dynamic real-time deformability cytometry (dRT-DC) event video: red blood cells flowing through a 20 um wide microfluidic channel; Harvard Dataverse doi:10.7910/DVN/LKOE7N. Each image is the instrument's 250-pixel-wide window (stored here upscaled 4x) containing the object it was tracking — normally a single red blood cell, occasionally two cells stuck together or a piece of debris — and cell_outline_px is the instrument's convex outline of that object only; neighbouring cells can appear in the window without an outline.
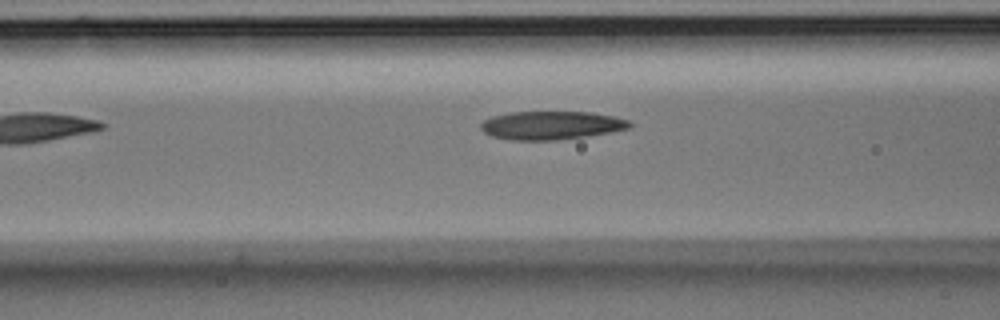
{"species": "Egyptian fruit bat (a non-hibernating species)", "species_latin": "Rousettus aegyptiacus", "temperature_condition": "room temperature", "stored_images_in_passage": 7, "camera_frame_rate_fps": 3000, "um_per_image_px": 0.085, "animal": {"sex": "male"}, "frame": {"image": 1, "passage_image": 6, "time_ms": 1.667, "image_size_px": [1000, 320], "cell_outline_px": [[632, 124], [628, 128], [608, 132], [584, 136], [556, 140], [512, 140], [492, 136], [484, 132], [480, 128], [480, 124], [484, 120], [492, 116], [512, 112], [588, 112], [616, 116], [632, 120]], "centroid_in_image_um": [46.86, 10.64], "position_along_channel_um": 119.7, "area_um2": 24.51}}
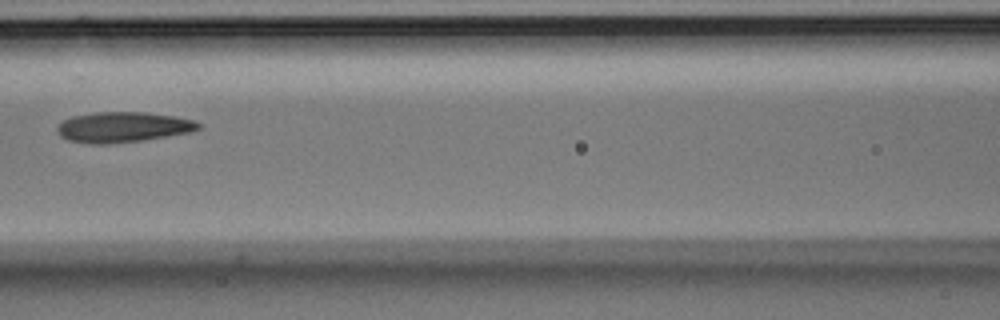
{"frame": {"image": 2, "passage_image": 7, "time_ms": 2.0, "image_size_px": [1000, 320], "cell_outline_px": [[200, 128], [192, 132], [140, 140], [108, 144], [88, 144], [68, 140], [60, 136], [56, 132], [56, 128], [64, 120], [72, 116], [96, 112], [144, 112], [176, 116], [192, 120], [200, 124]], "centroid_in_image_um": [10.42, 10.8], "position_along_channel_um": 156.2, "area_um2": 24.97}}